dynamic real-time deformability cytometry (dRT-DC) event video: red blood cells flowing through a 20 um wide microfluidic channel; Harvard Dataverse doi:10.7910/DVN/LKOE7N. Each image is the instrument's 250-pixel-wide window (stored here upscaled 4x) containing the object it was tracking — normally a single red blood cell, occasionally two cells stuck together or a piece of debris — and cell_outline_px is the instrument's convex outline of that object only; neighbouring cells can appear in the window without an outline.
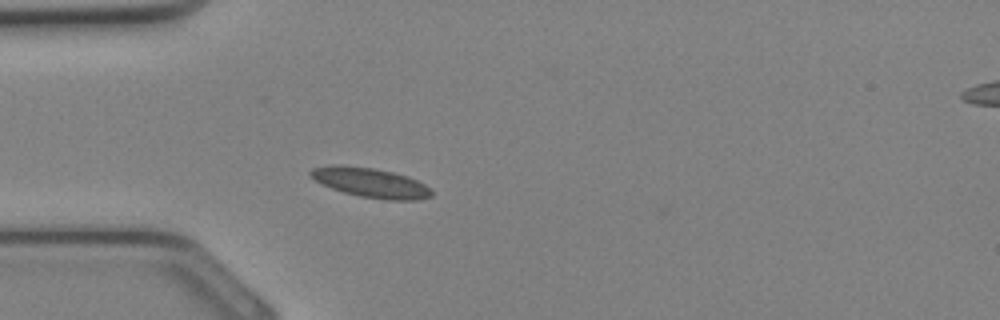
{"species": "Egyptian fruit bat (a non-hibernating species)", "species_latin": "Rousettus aegyptiacus", "temperature_condition": "cold", "stored_images_in_passage": 25, "camera_frame_rate_fps": 3000, "um_per_image_px": 0.085, "animal": {"sex": "female"}, "frame": {"image": 1, "passage_image": 1, "time_ms": 0.0, "image_size_px": [1000, 320], "cell_outline_px": [[432, 196], [416, 200], [384, 200], [360, 196], [344, 192], [332, 188], [316, 180], [308, 172], [312, 168], [332, 164], [344, 164], [372, 168], [392, 172], [408, 176], [424, 184], [432, 192]], "centroid_in_image_um": [31.49, 15.51], "position_along_channel_um": 53.5, "area_um2": 20.75}}
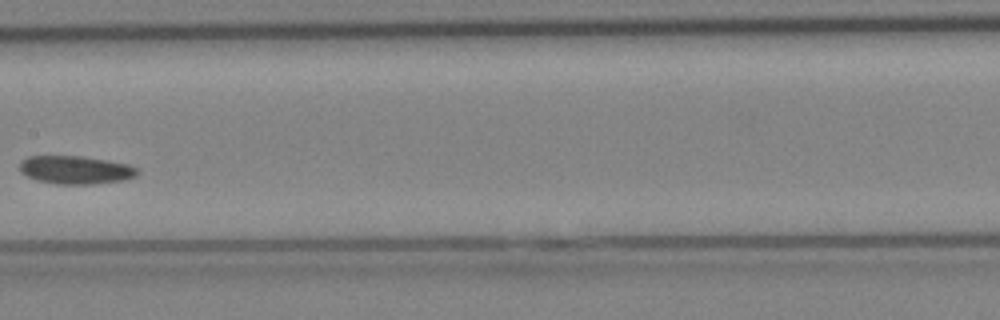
{"frame": {"image": 2, "passage_image": 9, "time_ms": 2.667, "image_size_px": [1000, 320], "cell_outline_px": [[140, 172], [136, 176], [120, 180], [92, 184], [56, 184], [36, 180], [20, 172], [20, 160], [28, 156], [80, 156], [128, 164], [136, 168]], "centroid_in_image_um": [6.38, 14.44], "position_along_channel_um": 201.0, "area_um2": 19.19}}
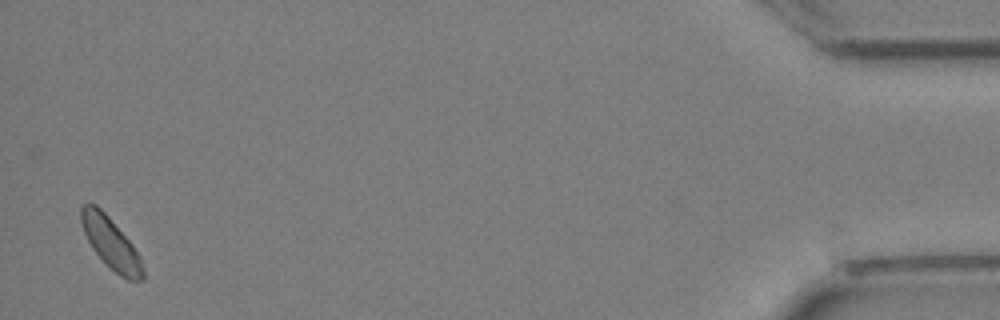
{"frame": {"image": 3, "passage_image": 25, "time_ms": 8.0, "image_size_px": [1000, 320], "cell_outline_px": [[144, 280], [128, 280], [120, 276], [92, 248], [84, 232], [80, 220], [80, 204], [96, 204], [108, 216], [132, 244], [140, 256], [144, 272]], "centroid_in_image_um": [9.42, 20.65], "position_along_channel_um": 425.8, "area_um2": 18.09}}